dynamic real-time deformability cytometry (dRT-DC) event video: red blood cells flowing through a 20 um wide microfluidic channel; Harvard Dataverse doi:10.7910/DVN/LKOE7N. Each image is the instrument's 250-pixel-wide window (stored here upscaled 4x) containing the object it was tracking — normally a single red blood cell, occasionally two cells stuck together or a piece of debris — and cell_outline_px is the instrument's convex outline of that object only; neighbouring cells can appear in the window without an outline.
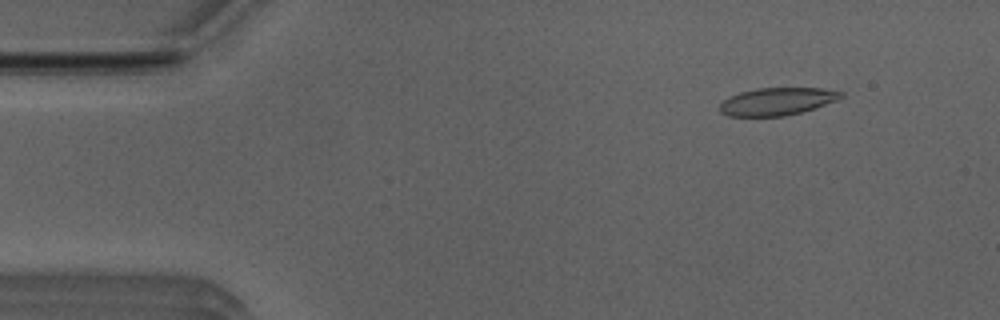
{"species": "Egyptian fruit bat (a non-hibernating species)", "species_latin": "Rousettus aegyptiacus", "temperature_condition": "room temperature", "stored_images_in_passage": 49, "camera_frame_rate_fps": 3000, "um_per_image_px": 0.085, "animal": {"sex": "male"}, "frame": {"image": 1, "passage_image": 5, "time_ms": 1.333, "image_size_px": [1000, 320], "cell_outline_px": [[844, 96], [836, 100], [816, 108], [784, 116], [728, 116], [720, 112], [720, 104], [728, 96], [740, 92], [756, 88], [820, 88], [844, 92]], "centroid_in_image_um": [66.04, 8.62], "position_along_channel_um": 19.0, "area_um2": 19.48}}
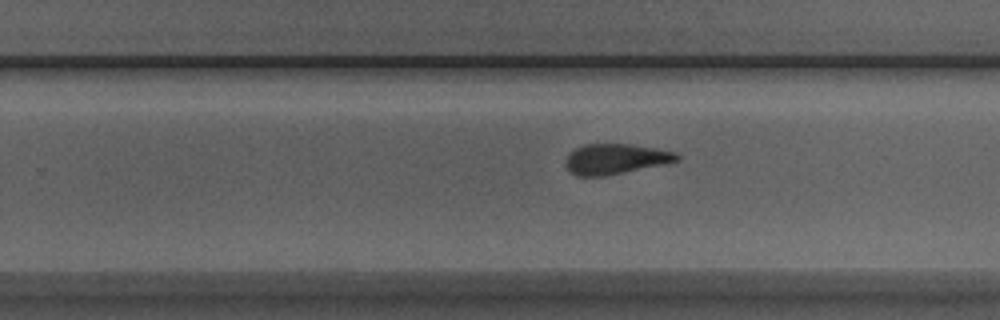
{"frame": {"image": 2, "passage_image": 31, "time_ms": 10.0, "image_size_px": [1000, 320], "cell_outline_px": [[680, 160], [604, 176], [576, 176], [564, 164], [568, 156], [576, 148], [584, 144], [632, 144], [656, 148], [676, 152], [680, 156]], "centroid_in_image_um": [52.32, 13.5], "position_along_channel_um": 277.5, "area_um2": 19.36}}
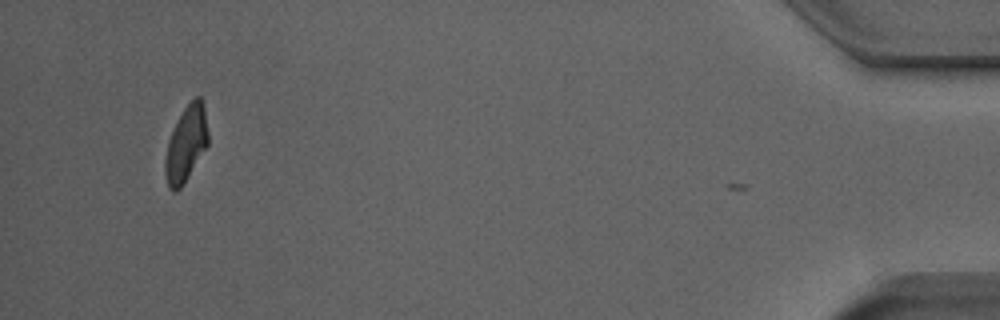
{"frame": {"image": 3, "passage_image": 48, "time_ms": 15.667, "image_size_px": [1000, 320], "cell_outline_px": [[208, 144], [180, 188], [176, 192], [172, 192], [168, 188], [164, 172], [164, 160], [168, 140], [184, 108], [196, 96], [200, 96], [204, 104], [208, 132]], "centroid_in_image_um": [15.8, 12.24], "position_along_channel_um": 419.4, "area_um2": 18.73}, "authors_computed_cell_mechanics": {"area_um2": 20.1722, "velocity_mm_per_s": 3.9681, "shape_relaxation_time_tau1_ms": 5.6654, "shape_relaxation_time_tau2_ms": 1.6031, "deformation_change_tau1": 0.1904, "deformation_change_tau2": 0.0996}}